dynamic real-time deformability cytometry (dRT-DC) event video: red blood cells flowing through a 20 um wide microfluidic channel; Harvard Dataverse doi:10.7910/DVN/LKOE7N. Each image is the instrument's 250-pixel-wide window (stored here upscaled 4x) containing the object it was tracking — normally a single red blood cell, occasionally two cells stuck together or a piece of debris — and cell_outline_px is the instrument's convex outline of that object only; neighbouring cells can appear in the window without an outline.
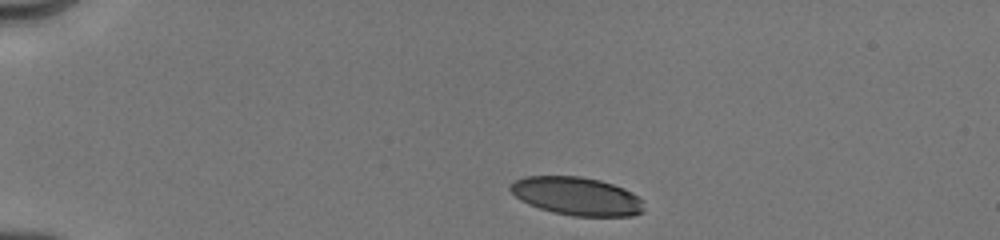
{"species": "human", "species_latin": "Homo sapiens", "temperature_condition": "cold", "stored_images_in_passage": 5, "camera_frame_rate_fps": 3000, "um_per_image_px": 0.085, "donor": {"sex": "male"}, "frame": {"image": 1, "passage_image": 1, "time_ms": 0.0, "image_size_px": [1000, 240], "cell_outline_px": [[644, 212], [632, 216], [572, 216], [552, 212], [528, 204], [520, 200], [508, 188], [508, 184], [512, 180], [524, 176], [580, 176], [600, 180], [624, 188], [640, 196], [644, 200]], "centroid_in_image_um": [49.03, 16.67], "position_along_channel_um": 36.0, "area_um2": 30.23}}
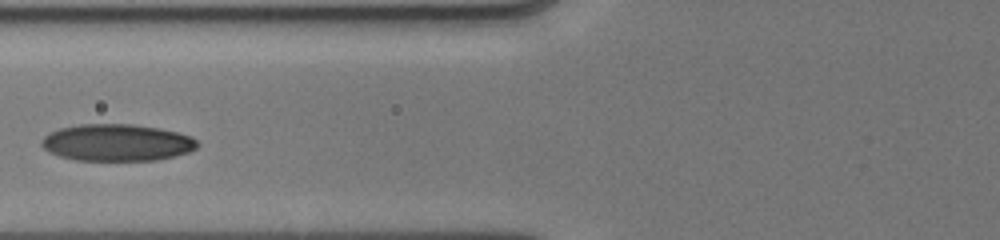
{"frame": {"image": 2, "passage_image": 4, "time_ms": 3.667, "image_size_px": [1000, 240], "cell_outline_px": [[200, 144], [196, 148], [188, 152], [156, 160], [76, 160], [60, 156], [48, 152], [40, 144], [40, 140], [44, 136], [60, 128], [80, 124], [132, 124], [160, 128], [192, 136]], "centroid_in_image_um": [9.93, 12.11], "position_along_channel_um": 115.9, "area_um2": 33.47}}
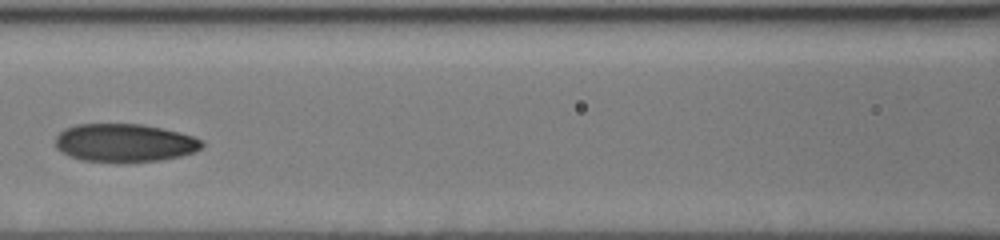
{"frame": {"image": 3, "passage_image": 5, "time_ms": 4.667, "image_size_px": [1000, 240], "cell_outline_px": [[204, 144], [200, 148], [192, 152], [180, 156], [160, 160], [80, 160], [68, 156], [56, 148], [56, 136], [64, 128], [76, 124], [140, 124], [180, 132], [192, 136], [200, 140]], "centroid_in_image_um": [10.54, 12.11], "position_along_channel_um": 156.1, "area_um2": 31.85}}